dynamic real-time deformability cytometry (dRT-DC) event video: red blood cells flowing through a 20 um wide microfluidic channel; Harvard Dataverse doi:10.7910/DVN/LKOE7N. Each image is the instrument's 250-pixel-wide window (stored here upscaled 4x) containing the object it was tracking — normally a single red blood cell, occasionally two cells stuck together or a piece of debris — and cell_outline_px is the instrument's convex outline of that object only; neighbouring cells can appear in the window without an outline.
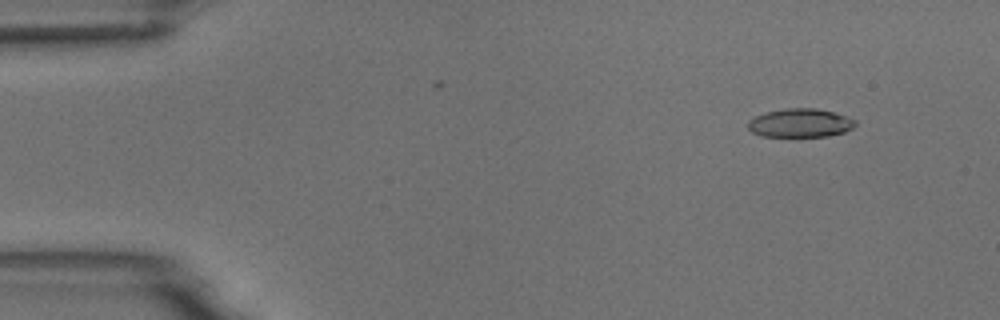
{"species": "common noctule bat (a hibernating species)", "species_latin": "Nyctalus noctula", "temperature_condition": "room temperature", "stored_images_in_passage": 4, "segment_of_instrument_passage": [1, 2], "camera_frame_rate_fps": 3000, "um_per_image_px": 0.085, "animal": {"sex": "male", "body_mass_g": 18.8}, "frame": {"image": 1, "passage_image": 1, "time_ms": 0.0, "image_size_px": [1000, 320], "cell_outline_px": [[856, 124], [852, 128], [844, 132], [828, 136], [796, 140], [760, 136], [752, 132], [748, 128], [748, 120], [756, 116], [768, 112], [784, 108], [816, 108], [832, 112], [856, 120]], "centroid_in_image_um": [67.98, 10.52], "position_along_channel_um": 17.0, "area_um2": 18.73}}